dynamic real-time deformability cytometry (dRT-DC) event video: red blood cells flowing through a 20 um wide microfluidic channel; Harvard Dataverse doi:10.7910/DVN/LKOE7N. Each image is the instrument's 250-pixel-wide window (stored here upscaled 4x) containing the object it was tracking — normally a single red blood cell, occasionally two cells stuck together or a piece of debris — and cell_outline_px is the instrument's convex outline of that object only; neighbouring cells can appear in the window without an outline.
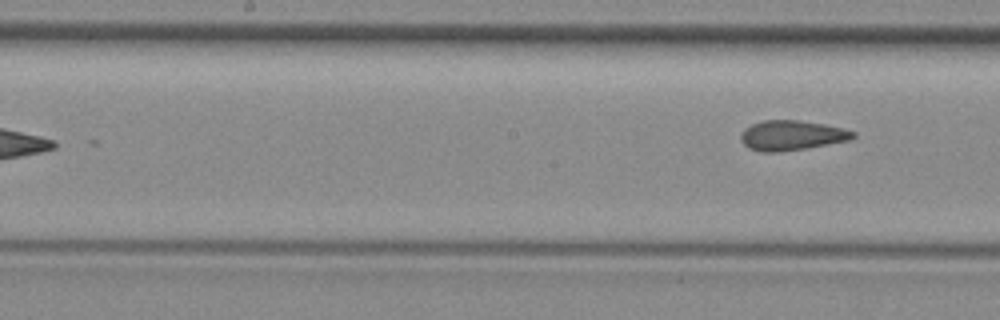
{"species": "common noctule bat (a hibernating species)", "species_latin": "Nyctalus noctula", "temperature_condition": "room temperature", "stored_images_in_passage": 6, "segment_of_instrument_passage": [2, 2], "camera_frame_rate_fps": 3000, "um_per_image_px": 0.085, "animal": {"sex": "female", "body_mass_g": 29.2, "forearm_length_mm": 56.3}, "frame": {"image": 1, "passage_image": 6, "time_ms": 6.667, "image_size_px": [1000, 320], "cell_outline_px": [[856, 136], [848, 140], [804, 148], [776, 152], [760, 152], [748, 148], [740, 140], [740, 132], [744, 128], [752, 124], [764, 120], [796, 120], [824, 124], [844, 128], [856, 132]], "centroid_in_image_um": [67.25, 11.5], "position_along_channel_um": 181.0, "area_um2": 19.48}}